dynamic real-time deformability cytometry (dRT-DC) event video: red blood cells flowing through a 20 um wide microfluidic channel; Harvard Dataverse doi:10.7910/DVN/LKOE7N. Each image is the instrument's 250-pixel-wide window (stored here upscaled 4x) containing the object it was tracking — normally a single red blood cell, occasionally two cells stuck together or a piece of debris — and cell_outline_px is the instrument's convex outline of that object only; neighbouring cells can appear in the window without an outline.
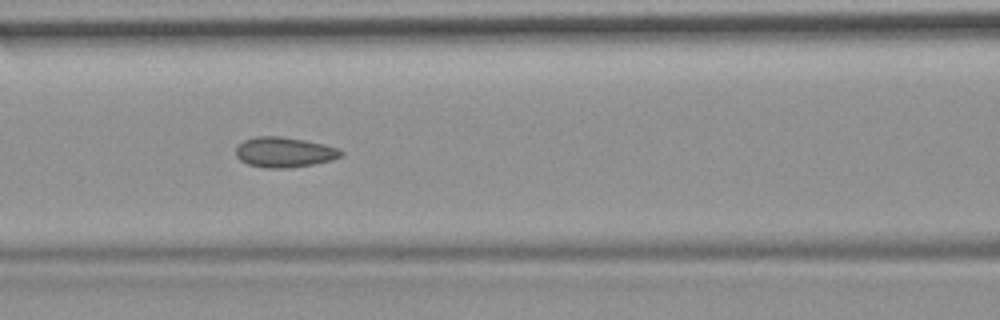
{"species": "common noctule bat (a hibernating species)", "species_latin": "Nyctalus noctula", "temperature_condition": "room temperature", "stored_images_in_passage": 55, "camera_frame_rate_fps": 3000, "um_per_image_px": 0.085, "animal": {"sex": "female", "body_mass_g": 19.9}, "frame": {"image": 1, "passage_image": 24, "time_ms": 7.667, "image_size_px": [1000, 320], "cell_outline_px": [[344, 156], [332, 160], [292, 168], [264, 168], [248, 164], [240, 160], [236, 156], [236, 148], [244, 140], [256, 136], [280, 136], [304, 140], [340, 148], [344, 152]], "centroid_in_image_um": [24.19, 12.94], "position_along_channel_um": 142.4, "area_um2": 18.61}, "authors_computed_cell_mechanics": {"area_um2": 18.2648, "velocity_mm_per_s": 3.7119, "shape_relaxation_time_tau1_ms": null, "shape_relaxation_time_tau2_ms": 1.0804, "deformation_change_tau1": null, "deformation_change_tau2": 0.0686}}